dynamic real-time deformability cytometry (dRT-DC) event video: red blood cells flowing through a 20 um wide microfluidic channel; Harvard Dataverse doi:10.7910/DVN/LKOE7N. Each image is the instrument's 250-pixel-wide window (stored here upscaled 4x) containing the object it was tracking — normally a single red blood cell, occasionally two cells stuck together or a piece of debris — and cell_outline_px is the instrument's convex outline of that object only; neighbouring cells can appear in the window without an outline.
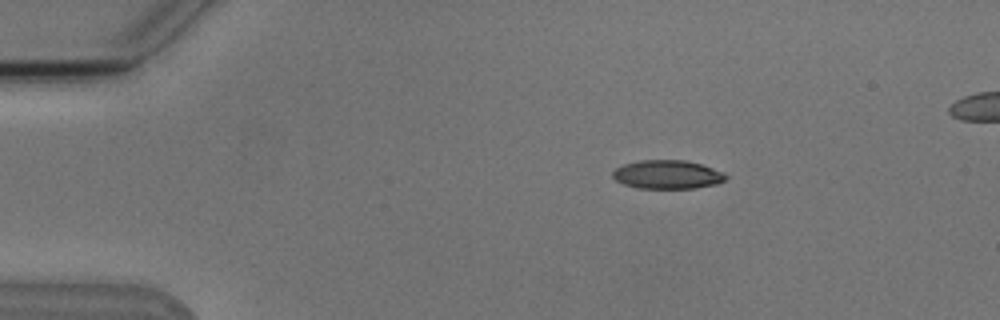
{"species": "Egyptian fruit bat (a non-hibernating species)", "species_latin": "Rousettus aegyptiacus", "temperature_condition": "cold", "stored_images_in_passage": 3, "camera_frame_rate_fps": 3000, "um_per_image_px": 0.085, "animal": {"sex": "male"}, "frame": {"image": 1, "passage_image": 1, "time_ms": 0.0, "image_size_px": [1000, 320], "cell_outline_px": [[728, 176], [724, 180], [716, 184], [696, 188], [636, 188], [624, 184], [616, 180], [612, 176], [612, 172], [616, 168], [624, 164], [640, 160], [684, 160], [700, 164], [724, 172]], "centroid_in_image_um": [56.72, 14.83], "position_along_channel_um": 28.3, "area_um2": 18.84}}